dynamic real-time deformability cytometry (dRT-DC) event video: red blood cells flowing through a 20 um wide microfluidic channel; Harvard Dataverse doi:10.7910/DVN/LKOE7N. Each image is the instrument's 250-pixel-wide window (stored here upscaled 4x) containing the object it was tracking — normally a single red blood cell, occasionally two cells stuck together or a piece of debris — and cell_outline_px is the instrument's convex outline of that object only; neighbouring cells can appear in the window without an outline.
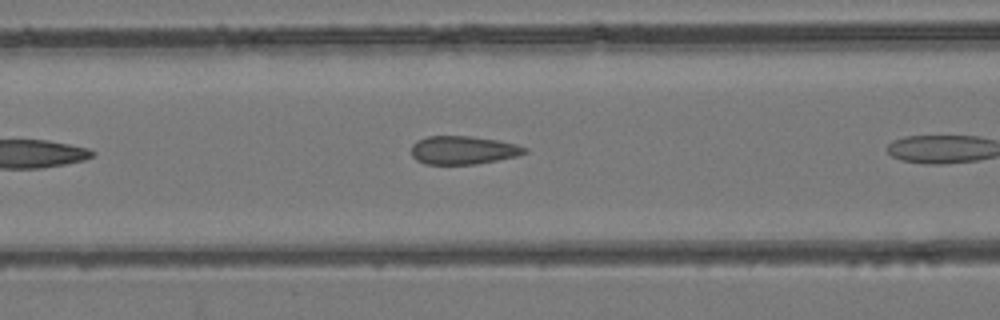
{"species": "common noctule bat (a hibernating species)", "species_latin": "Nyctalus noctula", "temperature_condition": "room temperature", "stored_images_in_passage": 8, "camera_frame_rate_fps": 3000, "um_per_image_px": 0.085, "animal": {"sex": "female", "body_mass_g": 24.6, "forearm_length_mm": 56.2}, "frame": {"image": 1, "passage_image": 7, "time_ms": 2.0, "image_size_px": [1000, 320], "cell_outline_px": [[528, 152], [516, 156], [476, 164], [424, 164], [416, 160], [412, 156], [412, 144], [416, 140], [428, 136], [472, 136], [496, 140], [516, 144], [528, 148]], "centroid_in_image_um": [39.35, 12.76], "position_along_channel_um": 127.3, "area_um2": 18.73}}